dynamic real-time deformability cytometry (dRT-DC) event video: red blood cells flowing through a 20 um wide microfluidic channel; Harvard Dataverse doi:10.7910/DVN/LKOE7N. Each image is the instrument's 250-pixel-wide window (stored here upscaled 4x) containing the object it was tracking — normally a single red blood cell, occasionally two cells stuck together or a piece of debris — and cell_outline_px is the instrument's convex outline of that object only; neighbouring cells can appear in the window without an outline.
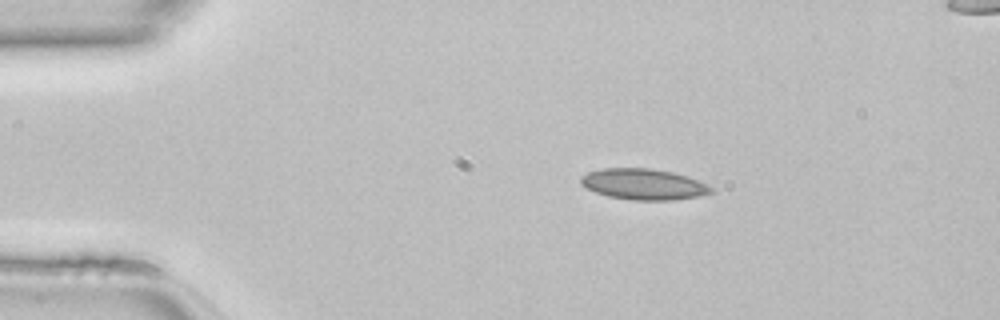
{"species": "common noctule bat (a hibernating species)", "species_latin": "Nyctalus noctula", "temperature_condition": "room temperature", "stored_images_in_passage": 39, "camera_frame_rate_fps": 3000, "um_per_image_px": 0.085, "animal": {"sex": "female", "body_mass_g": 22.7, "forearm_length_mm": 54.2}, "frame": {"image": 1, "passage_image": 1, "time_ms": 0.0, "image_size_px": [1000, 320], "cell_outline_px": [[712, 192], [696, 196], [672, 200], [632, 200], [608, 196], [584, 188], [580, 184], [580, 176], [588, 172], [604, 168], [648, 168], [672, 172], [688, 176], [708, 184], [712, 188]], "centroid_in_image_um": [54.66, 15.65], "position_along_channel_um": 30.3, "area_um2": 23.47}}
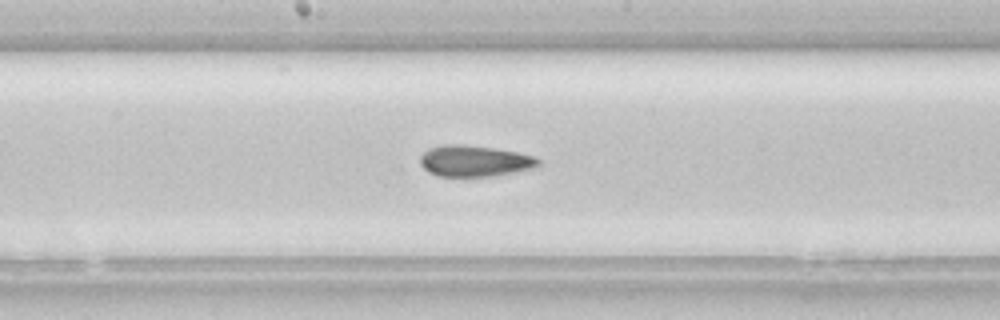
{"frame": {"image": 2, "passage_image": 17, "time_ms": 5.333, "image_size_px": [1000, 320], "cell_outline_px": [[540, 164], [532, 168], [488, 176], [436, 176], [428, 172], [420, 164], [420, 156], [428, 148], [444, 144], [464, 144], [496, 148], [536, 156], [540, 160]], "centroid_in_image_um": [40.29, 13.66], "position_along_channel_um": 207.9, "area_um2": 21.44}}
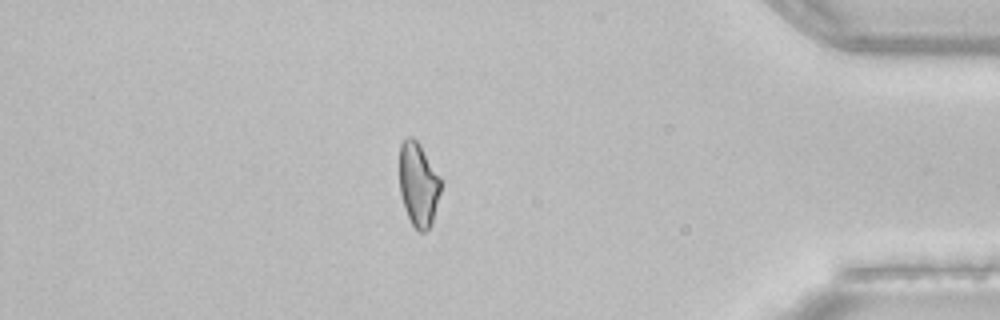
{"frame": {"image": 3, "passage_image": 33, "time_ms": 10.667, "image_size_px": [1000, 320], "cell_outline_px": [[444, 180], [432, 224], [424, 232], [420, 232], [412, 224], [404, 208], [400, 192], [400, 144], [408, 136], [412, 136], [420, 144]], "centroid_in_image_um": [35.6, 15.66], "position_along_channel_um": 399.6, "area_um2": 20.63}}